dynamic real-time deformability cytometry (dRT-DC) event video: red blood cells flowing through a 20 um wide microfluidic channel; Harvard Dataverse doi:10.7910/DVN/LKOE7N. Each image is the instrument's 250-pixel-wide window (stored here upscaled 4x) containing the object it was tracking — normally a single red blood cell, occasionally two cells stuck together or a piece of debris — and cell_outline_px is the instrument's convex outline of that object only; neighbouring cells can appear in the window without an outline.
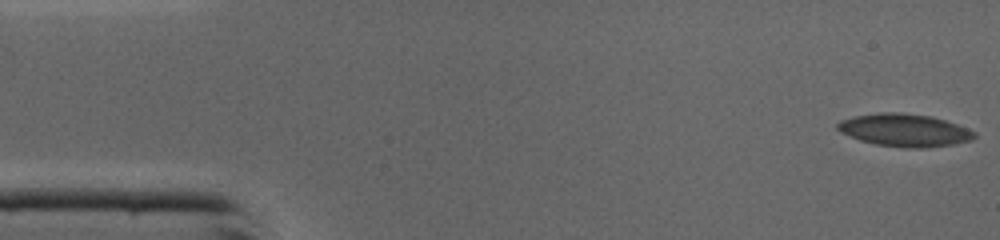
{"species": "common noctule bat (a hibernating species)", "species_latin": "Nyctalus noctula", "temperature_condition": "cold", "stored_images_in_passage": 46, "camera_frame_rate_fps": 3000, "um_per_image_px": 0.085, "animal": {"sex": "male", "body_mass_g": 19.0, "forearm_length_mm": 50.8}, "frame": {"image": 1, "passage_image": 1, "time_ms": 0.0, "image_size_px": [1000, 240], "cell_outline_px": [[976, 136], [972, 140], [952, 144], [924, 148], [904, 148], [876, 144], [860, 140], [840, 132], [836, 128], [836, 124], [840, 120], [856, 116], [880, 112], [900, 112], [932, 116], [968, 128], [976, 132]], "centroid_in_image_um": [76.88, 11.06], "position_along_channel_um": 8.1, "area_um2": 26.07}}
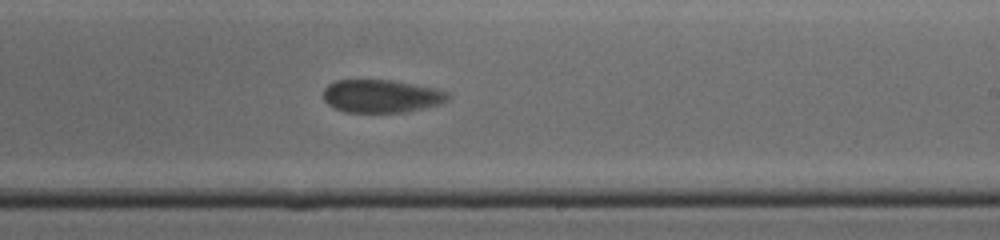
{"frame": {"image": 2, "passage_image": 27, "time_ms": 8.667, "image_size_px": [1000, 240], "cell_outline_px": [[452, 96], [448, 100], [440, 104], [408, 112], [344, 112], [332, 108], [324, 100], [324, 88], [328, 84], [336, 80], [392, 80], [416, 84], [436, 88], [448, 92]], "centroid_in_image_um": [32.44, 8.17], "position_along_channel_um": 256.6, "area_um2": 24.28}}
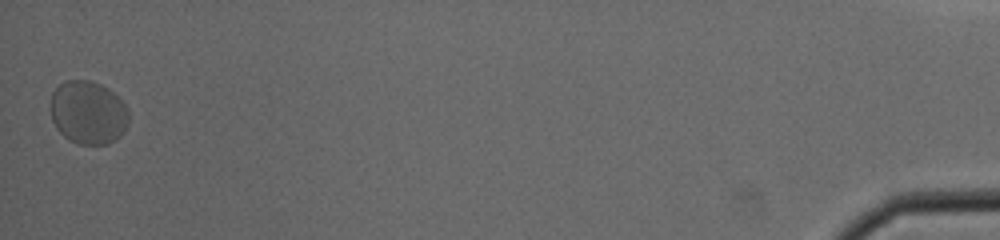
{"frame": {"image": 3, "passage_image": 46, "time_ms": 15.0, "image_size_px": [1000, 240], "cell_outline_px": [[128, 124], [124, 132], [120, 136], [108, 144], [80, 144], [64, 136], [56, 128], [52, 120], [52, 92], [60, 84], [68, 80], [92, 80], [108, 88], [124, 104], [128, 112]], "centroid_in_image_um": [7.5, 9.56], "position_along_channel_um": 427.7, "area_um2": 28.61}, "authors_computed_cell_mechanics": {"area_um2": 25.0852, "velocity_mm_per_s": 4.2647, "shape_relaxation_time_tau1_ms": null, "shape_relaxation_time_tau2_ms": 0.8053, "deformation_change_tau1": null, "deformation_change_tau2": 0.0529}}